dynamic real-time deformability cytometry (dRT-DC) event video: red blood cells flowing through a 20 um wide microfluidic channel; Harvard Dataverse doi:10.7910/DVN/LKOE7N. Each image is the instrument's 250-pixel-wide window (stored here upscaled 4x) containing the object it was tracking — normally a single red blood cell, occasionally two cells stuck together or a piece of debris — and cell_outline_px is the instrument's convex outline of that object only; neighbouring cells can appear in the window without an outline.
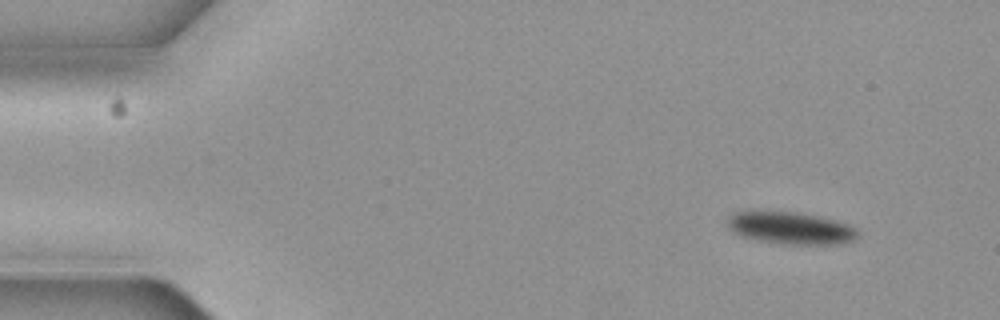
{"species": "common noctule bat (a hibernating species)", "species_latin": "Nyctalus noctula", "temperature_condition": "cold", "stored_images_in_passage": 3, "camera_frame_rate_fps": 3000, "um_per_image_px": 0.085, "animal": {"sex": "female", "body_mass_g": 19.3, "forearm_length_mm": 54.1}, "frame": {"image": 1, "passage_image": 1, "time_ms": 0.0, "image_size_px": [1000, 320], "cell_outline_px": [[860, 232], [852, 240], [840, 244], [780, 244], [760, 240], [744, 236], [736, 232], [728, 224], [728, 216], [736, 212], [752, 208], [796, 212], [820, 216], [836, 220], [848, 224], [856, 228]], "centroid_in_image_um": [67.2, 19.33], "position_along_channel_um": 17.8, "area_um2": 24.91}}
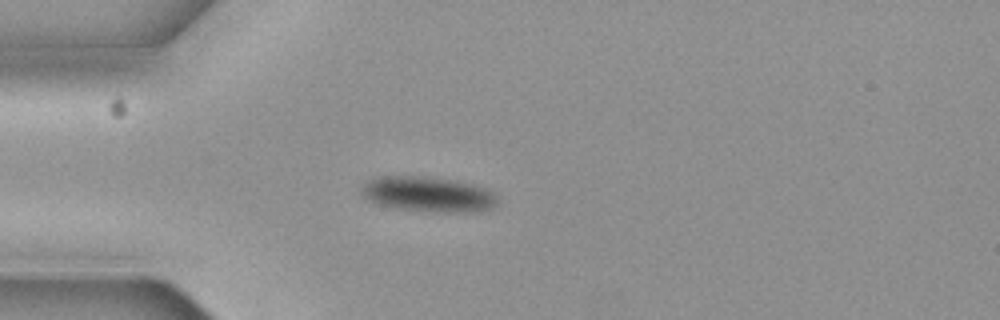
{"frame": {"image": 2, "passage_image": 3, "time_ms": 0.667, "image_size_px": [1000, 320], "cell_outline_px": [[496, 204], [492, 208], [476, 212], [432, 212], [396, 208], [380, 204], [368, 200], [360, 196], [360, 188], [368, 180], [380, 176], [424, 176], [456, 180], [472, 184], [484, 188], [492, 192], [496, 196]], "centroid_in_image_um": [36.36, 16.51], "position_along_channel_um": 48.6, "area_um2": 28.09}}